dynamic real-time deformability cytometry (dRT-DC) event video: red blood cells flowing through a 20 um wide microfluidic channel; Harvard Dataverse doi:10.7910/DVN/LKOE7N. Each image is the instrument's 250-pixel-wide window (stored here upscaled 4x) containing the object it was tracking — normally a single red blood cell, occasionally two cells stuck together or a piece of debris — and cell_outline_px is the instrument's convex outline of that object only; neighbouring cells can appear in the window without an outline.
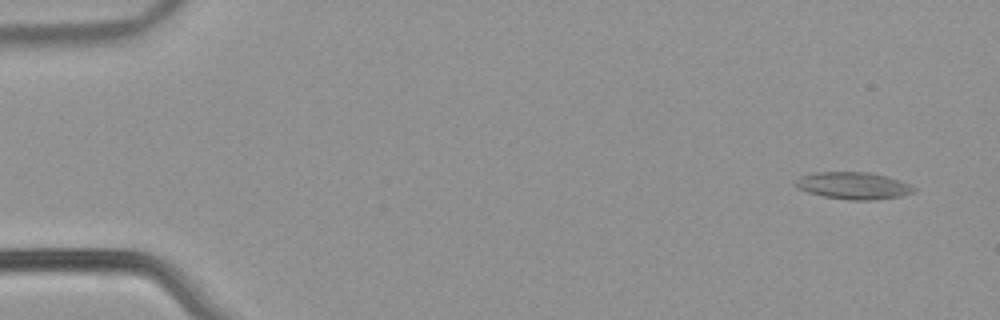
{"species": "common noctule bat (a hibernating species)", "species_latin": "Nyctalus noctula", "temperature_condition": "warm", "stored_images_in_passage": 35, "camera_frame_rate_fps": 3000, "um_per_image_px": 0.085, "animal": {"sex": "male", "body_mass_g": 21.5, "forearm_length_mm": 52.0}, "frame": {"image": 1, "passage_image": 1, "time_ms": 0.0, "image_size_px": [1000, 320], "cell_outline_px": [[916, 188], [912, 192], [900, 196], [868, 200], [852, 200], [824, 196], [808, 192], [796, 188], [792, 184], [800, 176], [816, 172], [872, 172], [888, 176], [900, 180]], "centroid_in_image_um": [72.49, 15.76], "position_along_channel_um": 12.5, "area_um2": 18.61}}
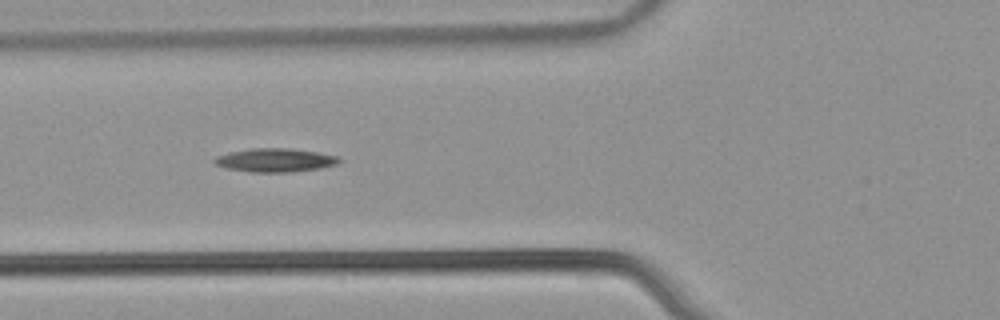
{"frame": {"image": 2, "passage_image": 19, "time_ms": 6.0, "image_size_px": [1000, 320], "cell_outline_px": [[340, 160], [336, 164], [320, 168], [292, 172], [252, 172], [224, 168], [212, 164], [212, 160], [216, 156], [228, 152], [252, 148], [292, 148], [340, 156]], "centroid_in_image_um": [23.33, 13.61], "position_along_channel_um": 102.5, "area_um2": 17.34}}
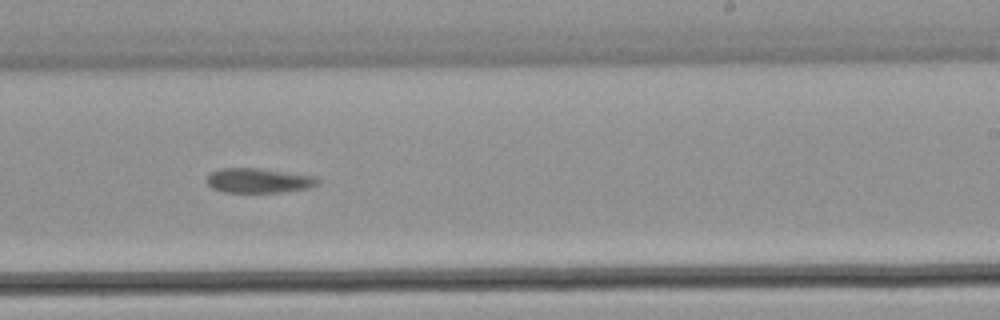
{"frame": {"image": 3, "passage_image": 32, "time_ms": 10.333, "image_size_px": [1000, 320], "cell_outline_px": [[320, 184], [312, 188], [284, 192], [224, 192], [212, 188], [204, 180], [212, 172], [220, 168], [260, 168], [316, 176], [320, 180]], "centroid_in_image_um": [22.04, 15.35], "position_along_channel_um": 267.0, "area_um2": 16.24}}